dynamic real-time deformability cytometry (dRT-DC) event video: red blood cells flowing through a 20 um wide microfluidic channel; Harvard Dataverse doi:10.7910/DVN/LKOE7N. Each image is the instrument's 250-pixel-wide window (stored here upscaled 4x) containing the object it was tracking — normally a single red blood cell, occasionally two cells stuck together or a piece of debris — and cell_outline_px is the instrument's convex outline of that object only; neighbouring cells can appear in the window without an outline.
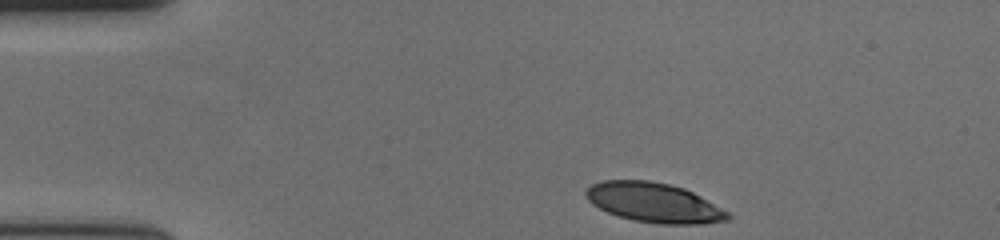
{"species": "human", "species_latin": "Homo sapiens", "temperature_condition": "cold", "stored_images_in_passage": 40, "camera_frame_rate_fps": 3000, "um_per_image_px": 0.085, "donor": {"sex": "female"}, "frame": {"image": 1, "passage_image": 1, "time_ms": 0.0, "image_size_px": [1000, 240], "cell_outline_px": [[732, 216], [728, 220], [704, 224], [664, 224], [632, 220], [608, 212], [592, 204], [588, 200], [584, 192], [592, 184], [604, 180], [648, 180], [668, 184], [684, 188], [700, 196], [728, 212]], "centroid_in_image_um": [55.59, 17.22], "position_along_channel_um": 29.4, "area_um2": 32.54}}
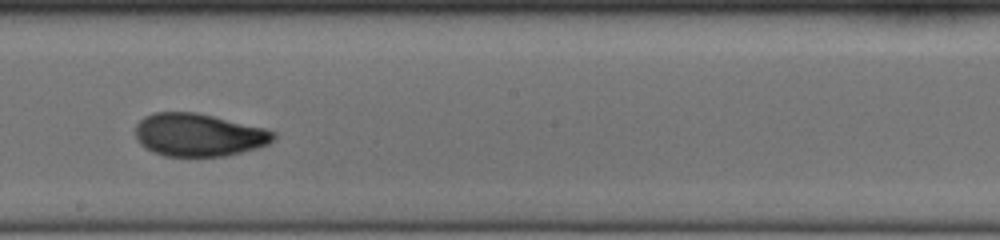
{"frame": {"image": 2, "passage_image": 23, "time_ms": 7.333, "image_size_px": [1000, 240], "cell_outline_px": [[276, 136], [268, 144], [256, 148], [224, 156], [164, 156], [152, 152], [144, 148], [136, 140], [136, 124], [144, 116], [152, 112], [196, 112], [264, 128], [276, 132]], "centroid_in_image_um": [16.84, 11.46], "position_along_channel_um": 231.4, "area_um2": 34.51}}
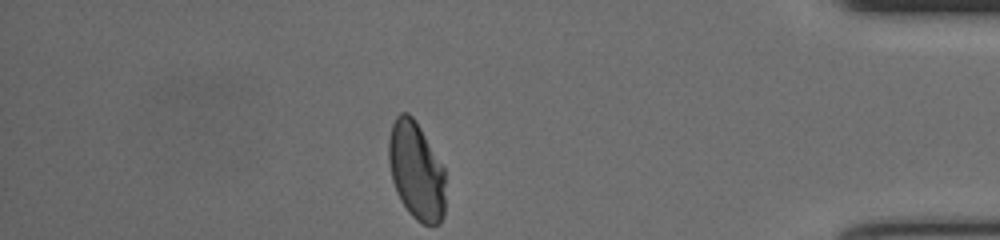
{"frame": {"image": 3, "passage_image": 40, "time_ms": 13.0, "image_size_px": [1000, 240], "cell_outline_px": [[444, 216], [440, 224], [424, 224], [416, 220], [408, 212], [400, 200], [396, 192], [392, 180], [388, 160], [388, 140], [392, 124], [396, 116], [400, 112], [408, 112], [416, 120], [444, 168]], "centroid_in_image_um": [35.36, 14.51], "position_along_channel_um": 399.8, "area_um2": 32.54}, "authors_computed_cell_mechanics": {"area_um2": 33.7841, "velocity_mm_per_s": 3.6372, "shape_relaxation_time_tau1_ms": 4.8442, "shape_relaxation_time_tau2_ms": 1.4047, "deformation_change_tau1": 0.1593, "deformation_change_tau2": 0.0649}}